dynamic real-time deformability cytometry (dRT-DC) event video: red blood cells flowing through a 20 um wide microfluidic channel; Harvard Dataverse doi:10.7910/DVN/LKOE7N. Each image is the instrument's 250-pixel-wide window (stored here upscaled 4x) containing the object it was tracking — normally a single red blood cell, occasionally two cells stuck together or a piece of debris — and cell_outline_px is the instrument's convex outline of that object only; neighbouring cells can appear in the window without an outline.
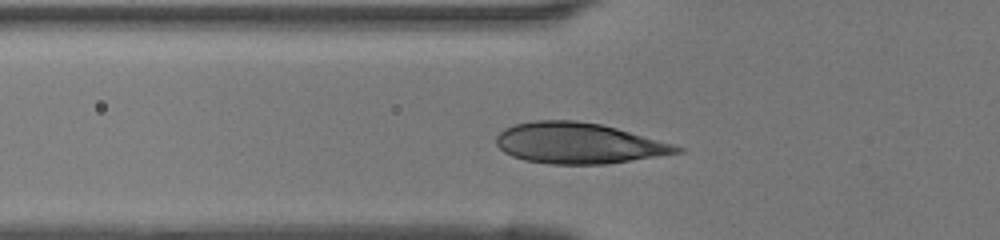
{"species": "human", "species_latin": "Homo sapiens", "temperature_condition": "room temperature", "stored_images_in_passage": 31, "camera_frame_rate_fps": 3000, "um_per_image_px": 0.085, "donor": {"sex": "female"}, "frame": {"image": 1, "passage_image": 8, "time_ms": 2.333, "image_size_px": [1000, 240], "cell_outline_px": [[684, 152], [604, 164], [552, 164], [524, 160], [512, 156], [504, 152], [496, 144], [496, 136], [504, 128], [516, 124], [532, 120], [576, 120], [600, 124], [616, 128], [672, 144], [684, 148]], "centroid_in_image_um": [49.13, 12.17], "position_along_channel_um": 76.7, "area_um2": 42.66}}
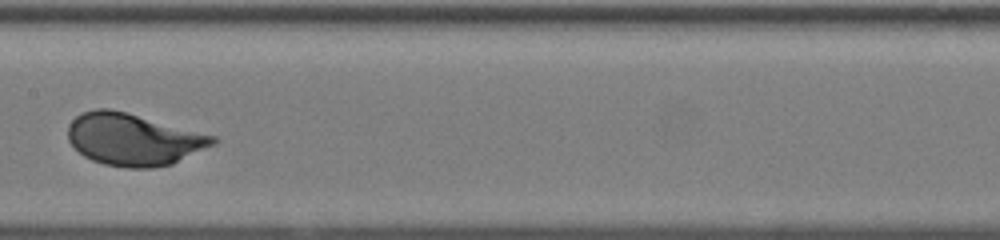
{"frame": {"image": 2, "passage_image": 16, "time_ms": 5.0, "image_size_px": [1000, 240], "cell_outline_px": [[220, 140], [216, 144], [172, 164], [152, 168], [128, 168], [104, 164], [92, 160], [84, 156], [68, 140], [68, 124], [80, 112], [96, 108], [108, 108], [124, 112], [216, 136]], "centroid_in_image_um": [11.34, 11.85], "position_along_channel_um": 196.1, "area_um2": 43.81}}
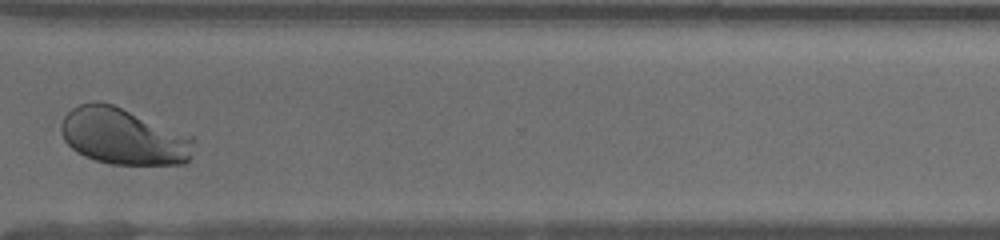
{"frame": {"image": 3, "passage_image": 27, "time_ms": 8.667, "image_size_px": [1000, 240], "cell_outline_px": [[192, 140], [188, 160], [184, 164], [112, 164], [96, 160], [84, 156], [76, 152], [64, 140], [60, 132], [60, 124], [64, 116], [72, 108], [80, 104], [112, 104], [192, 136]], "centroid_in_image_um": [10.43, 11.62], "position_along_channel_um": 360.2, "area_um2": 42.77}}